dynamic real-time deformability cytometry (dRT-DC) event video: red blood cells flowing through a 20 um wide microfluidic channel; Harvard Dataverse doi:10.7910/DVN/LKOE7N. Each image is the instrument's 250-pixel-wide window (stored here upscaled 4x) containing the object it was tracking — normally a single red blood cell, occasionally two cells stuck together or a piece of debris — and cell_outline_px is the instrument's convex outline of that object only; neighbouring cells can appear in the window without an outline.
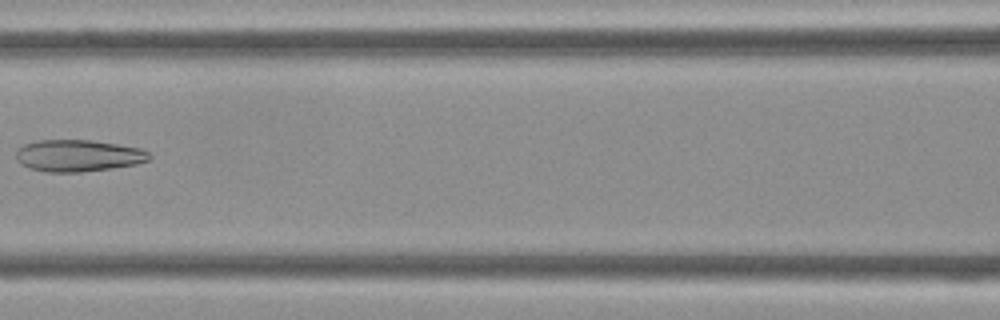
{"species": "Egyptian fruit bat (a non-hibernating species)", "species_latin": "Rousettus aegyptiacus", "temperature_condition": "cold", "stored_images_in_passage": 6, "camera_frame_rate_fps": 3000, "um_per_image_px": 0.085, "frame": {"image": 1, "passage_image": 6, "time_ms": 1.667, "image_size_px": [1000, 320], "cell_outline_px": [[152, 156], [148, 160], [136, 164], [112, 168], [80, 172], [44, 172], [28, 168], [20, 164], [16, 160], [16, 152], [24, 144], [36, 140], [92, 140], [144, 148]], "centroid_in_image_um": [6.64, 13.23], "position_along_channel_um": 160.0, "area_um2": 24.97}}